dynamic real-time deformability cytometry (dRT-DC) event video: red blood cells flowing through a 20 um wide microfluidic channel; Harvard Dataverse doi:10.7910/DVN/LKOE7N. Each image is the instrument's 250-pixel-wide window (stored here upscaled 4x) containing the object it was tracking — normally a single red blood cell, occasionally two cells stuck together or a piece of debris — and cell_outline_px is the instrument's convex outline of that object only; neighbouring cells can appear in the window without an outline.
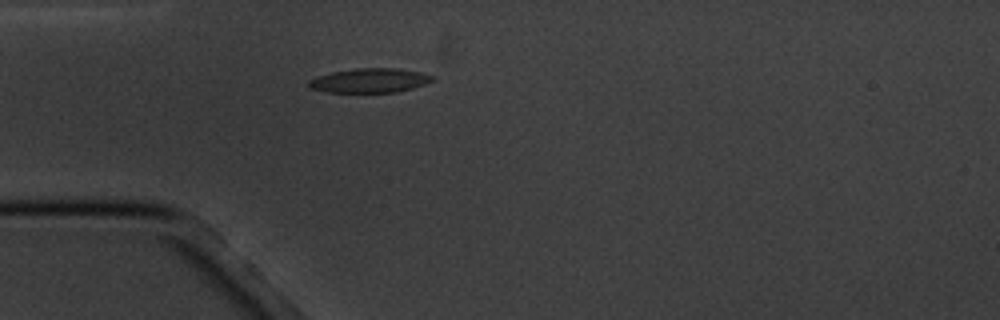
{"species": "common noctule bat (a hibernating species)", "species_latin": "Nyctalus noctula", "temperature_condition": "cold", "stored_images_in_passage": 4, "camera_frame_rate_fps": 3000, "um_per_image_px": 0.085, "animal": {"sex": "male", "body_mass_g": 20.1, "forearm_length_mm": 53.5}, "frame": {"image": 1, "passage_image": 4, "time_ms": 4.333, "image_size_px": [1000, 320], "cell_outline_px": [[436, 80], [412, 88], [396, 92], [328, 92], [308, 88], [308, 80], [332, 72], [356, 68], [396, 68], [420, 72], [436, 76]], "centroid_in_image_um": [31.46, 6.84], "position_along_channel_um": 53.5, "area_um2": 17.51}}